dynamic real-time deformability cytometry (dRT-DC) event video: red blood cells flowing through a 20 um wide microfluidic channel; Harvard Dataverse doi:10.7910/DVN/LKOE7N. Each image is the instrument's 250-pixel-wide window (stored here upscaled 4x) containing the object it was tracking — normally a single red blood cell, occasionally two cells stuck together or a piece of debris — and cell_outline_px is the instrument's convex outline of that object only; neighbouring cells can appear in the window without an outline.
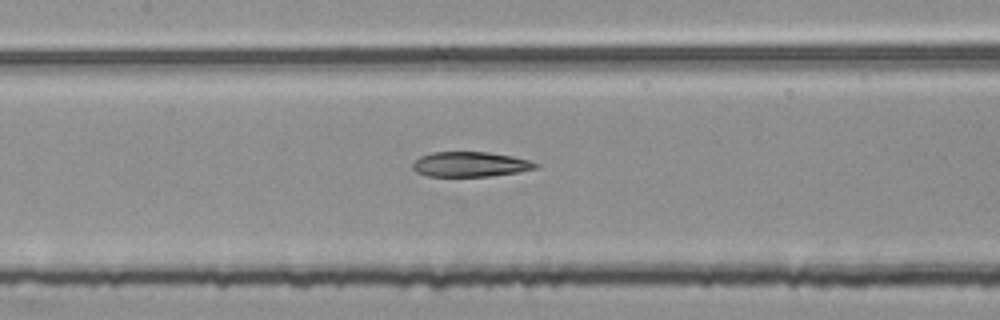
{"species": "common noctule bat (a hibernating species)", "species_latin": "Nyctalus noctula", "temperature_condition": "room temperature", "stored_images_in_passage": 49, "segment_of_instrument_passage": [2, 2], "camera_frame_rate_fps": 3000, "um_per_image_px": 0.085, "animal": {"sex": "female", "body_mass_g": 25.1}, "frame": {"image": 1, "passage_image": 20, "time_ms": 6.333, "image_size_px": [1000, 320], "cell_outline_px": [[540, 168], [520, 172], [488, 176], [428, 176], [416, 172], [412, 168], [412, 164], [420, 156], [432, 152], [488, 152], [512, 156], [528, 160], [540, 164]], "centroid_in_image_um": [40.0, 13.96], "position_along_channel_um": 167.4, "area_um2": 17.98}}
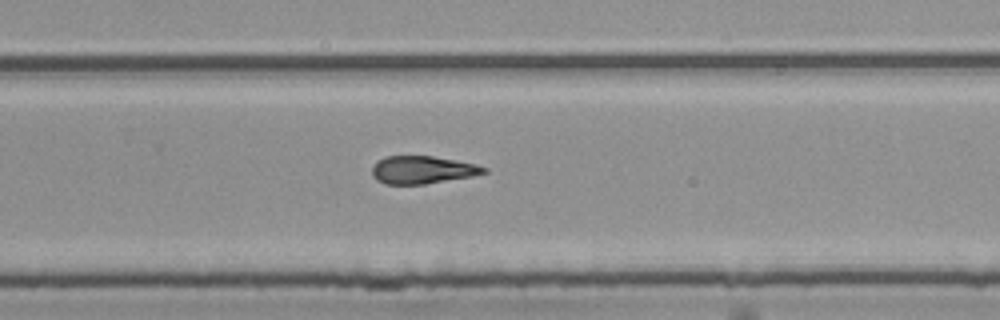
{"frame": {"image": 2, "passage_image": 30, "time_ms": 9.667, "image_size_px": [1000, 320], "cell_outline_px": [[488, 172], [472, 176], [424, 184], [384, 184], [376, 180], [372, 176], [372, 168], [376, 160], [384, 156], [432, 156], [476, 164], [488, 168]], "centroid_in_image_um": [35.87, 14.43], "position_along_channel_um": 293.9, "area_um2": 18.15}}
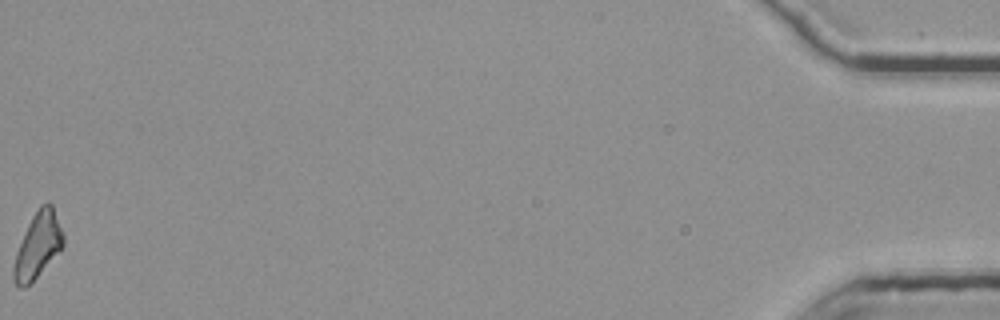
{"frame": {"image": 3, "passage_image": 49, "time_ms": 16.0, "image_size_px": [1000, 320], "cell_outline_px": [[64, 244], [36, 276], [24, 288], [20, 288], [12, 280], [12, 268], [16, 252], [24, 232], [32, 216], [40, 204], [52, 204], [64, 236]], "centroid_in_image_um": [3.17, 20.85], "position_along_channel_um": 432.0, "area_um2": 18.44}}